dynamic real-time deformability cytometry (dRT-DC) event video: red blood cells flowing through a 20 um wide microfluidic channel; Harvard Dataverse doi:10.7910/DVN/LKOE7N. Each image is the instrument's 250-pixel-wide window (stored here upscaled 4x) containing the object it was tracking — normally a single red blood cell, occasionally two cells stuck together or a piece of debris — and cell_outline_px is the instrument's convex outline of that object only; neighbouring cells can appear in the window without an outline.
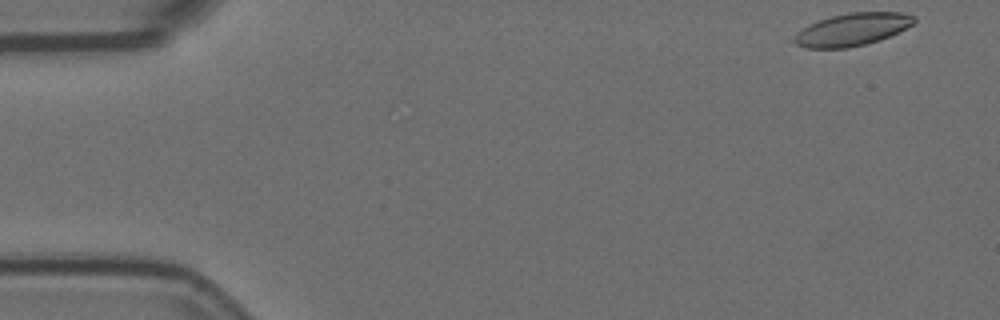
{"species": "Egyptian fruit bat (a non-hibernating species)", "species_latin": "Rousettus aegyptiacus", "temperature_condition": "room temperature", "stored_images_in_passage": 55, "camera_frame_rate_fps": 3000, "um_per_image_px": 0.085, "animal": {"sex": "female"}, "frame": {"image": 1, "passage_image": 1, "time_ms": 0.0, "image_size_px": [1000, 320], "cell_outline_px": [[916, 20], [912, 24], [880, 40], [848, 48], [804, 48], [796, 44], [792, 40], [796, 32], [808, 24], [832, 16], [848, 12], [904, 12], [916, 16]], "centroid_in_image_um": [72.41, 2.5], "position_along_channel_um": 12.6, "area_um2": 22.72}}
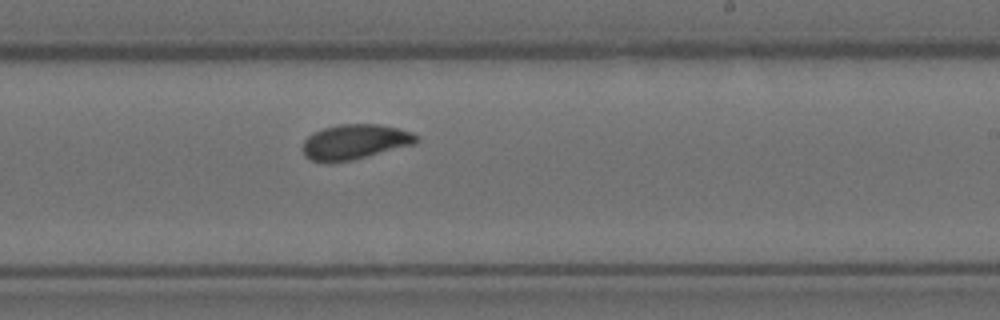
{"frame": {"image": 2, "passage_image": 32, "time_ms": 10.333, "image_size_px": [1000, 320], "cell_outline_px": [[420, 140], [416, 144], [352, 160], [312, 160], [304, 156], [304, 140], [312, 132], [324, 128], [340, 124], [380, 124], [400, 128], [412, 132], [420, 136]], "centroid_in_image_um": [30.26, 12.02], "position_along_channel_um": 258.7, "area_um2": 23.0}}
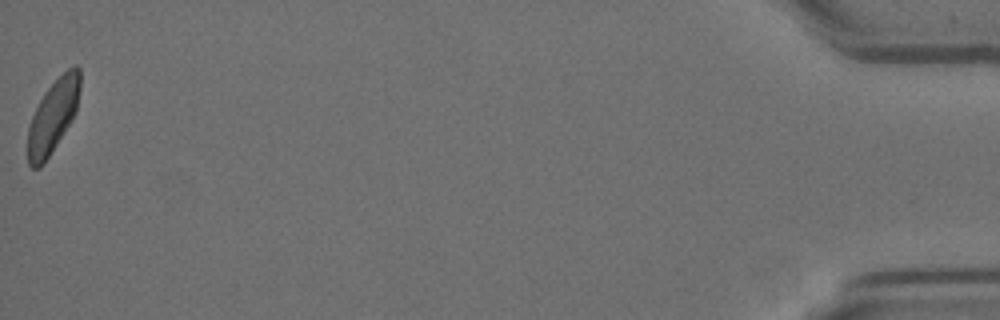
{"frame": {"image": 3, "passage_image": 55, "time_ms": 18.0, "image_size_px": [1000, 320], "cell_outline_px": [[80, 88], [76, 112], [72, 120], [44, 164], [40, 168], [32, 168], [28, 164], [28, 128], [32, 116], [44, 92], [68, 68], [76, 64], [80, 68]], "centroid_in_image_um": [4.51, 9.88], "position_along_channel_um": 430.7, "area_um2": 22.14}, "authors_computed_cell_mechanics": {"area_um2": 23.0044, "velocity_mm_per_s": 3.5513, "shape_relaxation_time_tau1_ms": 3.3673, "shape_relaxation_time_tau2_ms": 1.603, "deformation_change_tau1": 0.1108, "deformation_change_tau2": 0.0607}}